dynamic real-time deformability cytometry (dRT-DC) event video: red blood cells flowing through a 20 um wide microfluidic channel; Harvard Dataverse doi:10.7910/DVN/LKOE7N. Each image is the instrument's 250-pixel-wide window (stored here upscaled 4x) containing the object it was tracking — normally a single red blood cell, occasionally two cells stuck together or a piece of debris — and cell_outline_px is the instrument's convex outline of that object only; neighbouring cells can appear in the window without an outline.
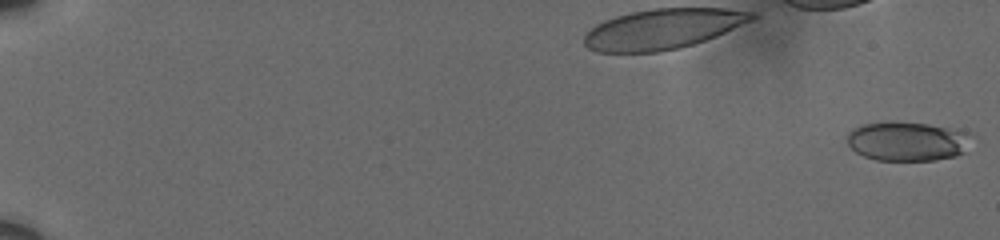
{"species": "human", "species_latin": "Homo sapiens", "temperature_condition": "cold", "stored_images_in_passage": 60, "camera_frame_rate_fps": 3000, "um_per_image_px": 0.085, "donor": {"sex": "male"}, "frame": {"image": 1, "passage_image": 1, "time_ms": 0.0, "image_size_px": [1000, 240], "cell_outline_px": [[964, 152], [956, 156], [936, 160], [876, 160], [864, 156], [856, 152], [848, 144], [848, 132], [852, 128], [864, 124], [928, 124], [960, 132]], "centroid_in_image_um": [76.94, 12.06], "position_along_channel_um": 8.1, "area_um2": 26.53}}
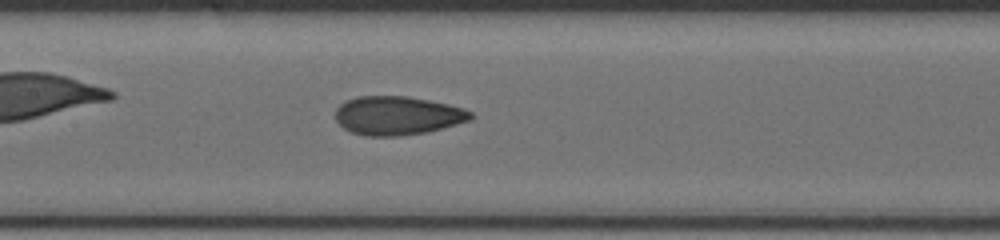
{"frame": {"image": 2, "passage_image": 33, "time_ms": 10.667, "image_size_px": [1000, 240], "cell_outline_px": [[476, 116], [472, 120], [428, 132], [400, 136], [364, 136], [352, 132], [344, 128], [336, 120], [336, 108], [340, 104], [356, 96], [408, 96], [448, 104], [464, 108], [472, 112]], "centroid_in_image_um": [33.82, 9.83], "position_along_channel_um": 173.6, "area_um2": 30.75}}
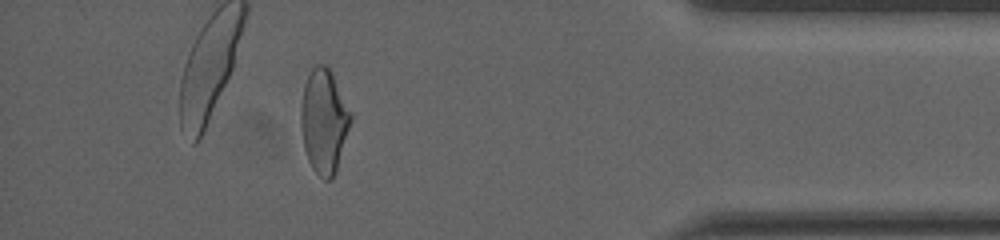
{"frame": {"image": 3, "passage_image": 55, "time_ms": 18.0, "image_size_px": [1000, 240], "cell_outline_px": [[352, 116], [336, 172], [332, 180], [324, 180], [312, 168], [308, 160], [304, 148], [300, 128], [300, 108], [304, 84], [312, 68], [316, 64], [324, 64], [332, 72], [352, 112]], "centroid_in_image_um": [27.52, 10.29], "position_along_channel_um": 407.7, "area_um2": 30.4}, "authors_computed_cell_mechanics": {"area_um2": 29.5647, "velocity_mm_per_s": 3.6194, "shape_relaxation_time_tau1_ms": null, "shape_relaxation_time_tau2_ms": 1.5202, "deformation_change_tau1": null, "deformation_change_tau2": 0.0748}}